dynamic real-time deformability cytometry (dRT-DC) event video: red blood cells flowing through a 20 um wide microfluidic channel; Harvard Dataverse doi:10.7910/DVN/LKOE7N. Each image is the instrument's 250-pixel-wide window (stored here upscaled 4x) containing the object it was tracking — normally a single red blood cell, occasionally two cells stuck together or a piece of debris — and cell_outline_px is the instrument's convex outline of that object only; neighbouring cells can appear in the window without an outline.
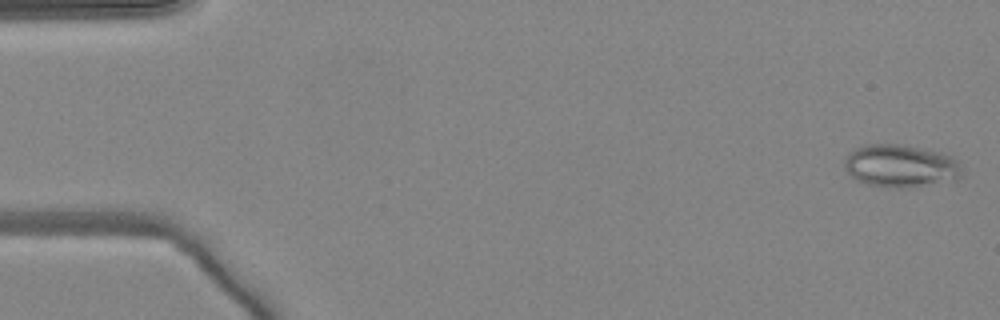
{"species": "common noctule bat (a hibernating species)", "species_latin": "Nyctalus noctula", "temperature_condition": "warm", "stored_images_in_passage": 49, "camera_frame_rate_fps": 3000, "um_per_image_px": 0.085, "animal": {"sex": "female", "body_mass_g": 24.6, "forearm_length_mm": 56.2}, "frame": {"image": 1, "passage_image": 1, "time_ms": 0.0, "image_size_px": [1000, 320], "cell_outline_px": [[964, 176], [956, 180], [900, 188], [896, 188], [868, 184], [856, 180], [848, 172], [844, 164], [844, 160], [848, 152], [864, 144], [904, 144], [940, 152], [952, 156], [960, 164]], "centroid_in_image_um": [76.57, 14.09], "position_along_channel_um": 8.4, "area_um2": 29.36}}
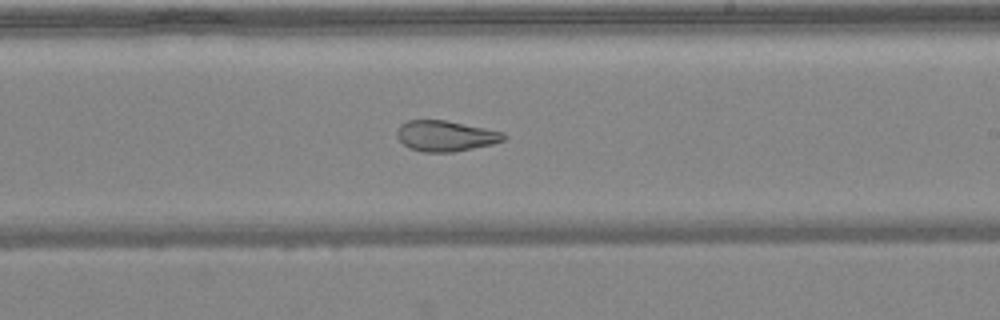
{"frame": {"image": 2, "passage_image": 29, "time_ms": 9.333, "image_size_px": [1000, 320], "cell_outline_px": [[508, 136], [504, 140], [492, 144], [452, 152], [424, 152], [408, 148], [396, 136], [396, 132], [400, 124], [408, 120], [444, 120], [504, 132]], "centroid_in_image_um": [37.85, 11.55], "position_along_channel_um": 251.1, "area_um2": 19.02}}
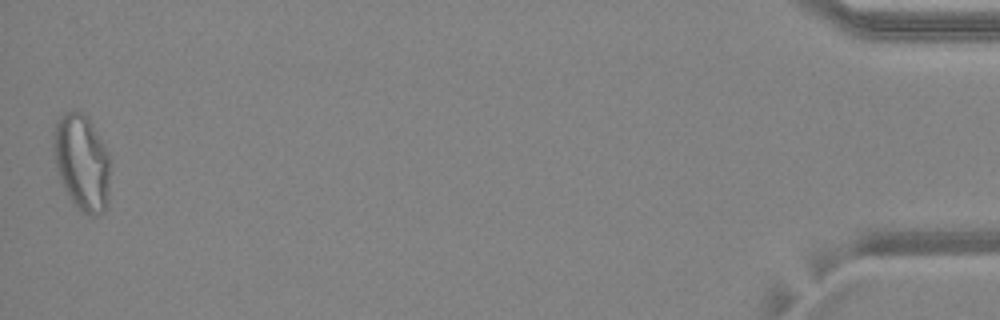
{"frame": {"image": 3, "passage_image": 49, "time_ms": 16.0, "image_size_px": [1000, 320], "cell_outline_px": [[108, 200], [104, 212], [92, 216], [88, 216], [72, 200], [64, 188], [60, 180], [56, 168], [52, 144], [52, 136], [56, 120], [64, 112], [84, 112], [92, 124], [104, 144], [108, 152]], "centroid_in_image_um": [6.93, 13.76], "position_along_channel_um": 428.3, "area_um2": 31.56}, "authors_computed_cell_mechanics": {"area_um2": 24.9118, "velocity_mm_per_s": 4.1225, "shape_relaxation_time_tau1_ms": null, "shape_relaxation_time_tau2_ms": 1.8385, "deformation_change_tau1": null, "deformation_change_tau2": 0.0858}}